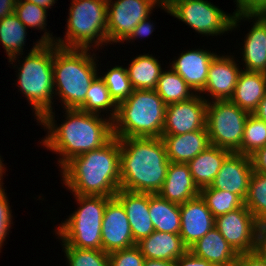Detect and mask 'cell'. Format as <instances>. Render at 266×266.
Instances as JSON below:
<instances>
[{"label": "cell", "mask_w": 266, "mask_h": 266, "mask_svg": "<svg viewBox=\"0 0 266 266\" xmlns=\"http://www.w3.org/2000/svg\"><path fill=\"white\" fill-rule=\"evenodd\" d=\"M70 3L64 39L56 38L55 44L92 51L107 46V0H72Z\"/></svg>", "instance_id": "52a82bcc"}, {"label": "cell", "mask_w": 266, "mask_h": 266, "mask_svg": "<svg viewBox=\"0 0 266 266\" xmlns=\"http://www.w3.org/2000/svg\"><path fill=\"white\" fill-rule=\"evenodd\" d=\"M127 67L128 77L134 90H155L163 69L154 55L140 54L134 57Z\"/></svg>", "instance_id": "4316f807"}, {"label": "cell", "mask_w": 266, "mask_h": 266, "mask_svg": "<svg viewBox=\"0 0 266 266\" xmlns=\"http://www.w3.org/2000/svg\"><path fill=\"white\" fill-rule=\"evenodd\" d=\"M63 110L66 118L59 126L53 110L37 122L47 131L40 144L59 154V168L75 156L101 148L113 137L112 120L105 114L101 116L80 109Z\"/></svg>", "instance_id": "6da1fadb"}, {"label": "cell", "mask_w": 266, "mask_h": 266, "mask_svg": "<svg viewBox=\"0 0 266 266\" xmlns=\"http://www.w3.org/2000/svg\"><path fill=\"white\" fill-rule=\"evenodd\" d=\"M5 190L4 187L0 188V253L13 224L12 210Z\"/></svg>", "instance_id": "f35d334b"}, {"label": "cell", "mask_w": 266, "mask_h": 266, "mask_svg": "<svg viewBox=\"0 0 266 266\" xmlns=\"http://www.w3.org/2000/svg\"><path fill=\"white\" fill-rule=\"evenodd\" d=\"M236 10H266V0H235Z\"/></svg>", "instance_id": "ee69618b"}, {"label": "cell", "mask_w": 266, "mask_h": 266, "mask_svg": "<svg viewBox=\"0 0 266 266\" xmlns=\"http://www.w3.org/2000/svg\"><path fill=\"white\" fill-rule=\"evenodd\" d=\"M248 116V112L230 100L209 101L206 118L209 143L240 154Z\"/></svg>", "instance_id": "9c48e42d"}, {"label": "cell", "mask_w": 266, "mask_h": 266, "mask_svg": "<svg viewBox=\"0 0 266 266\" xmlns=\"http://www.w3.org/2000/svg\"><path fill=\"white\" fill-rule=\"evenodd\" d=\"M117 106L118 105L111 98L104 80L97 75L89 86L85 98V104L80 110L98 115H101L103 112L105 114L108 113L106 114V117L113 121L117 114Z\"/></svg>", "instance_id": "4dcf8cb0"}, {"label": "cell", "mask_w": 266, "mask_h": 266, "mask_svg": "<svg viewBox=\"0 0 266 266\" xmlns=\"http://www.w3.org/2000/svg\"><path fill=\"white\" fill-rule=\"evenodd\" d=\"M67 266H109V254L103 250L62 247Z\"/></svg>", "instance_id": "8d00e7d4"}, {"label": "cell", "mask_w": 266, "mask_h": 266, "mask_svg": "<svg viewBox=\"0 0 266 266\" xmlns=\"http://www.w3.org/2000/svg\"><path fill=\"white\" fill-rule=\"evenodd\" d=\"M120 189L157 194L170 161L162 138H119Z\"/></svg>", "instance_id": "3957f363"}, {"label": "cell", "mask_w": 266, "mask_h": 266, "mask_svg": "<svg viewBox=\"0 0 266 266\" xmlns=\"http://www.w3.org/2000/svg\"><path fill=\"white\" fill-rule=\"evenodd\" d=\"M195 256L205 259L213 266H229L236 263L238 253L229 245L216 227L189 249Z\"/></svg>", "instance_id": "cb8c5ba5"}, {"label": "cell", "mask_w": 266, "mask_h": 266, "mask_svg": "<svg viewBox=\"0 0 266 266\" xmlns=\"http://www.w3.org/2000/svg\"><path fill=\"white\" fill-rule=\"evenodd\" d=\"M161 138L168 160L174 163H188L210 145L207 129L182 135H162Z\"/></svg>", "instance_id": "7402d4cb"}, {"label": "cell", "mask_w": 266, "mask_h": 266, "mask_svg": "<svg viewBox=\"0 0 266 266\" xmlns=\"http://www.w3.org/2000/svg\"><path fill=\"white\" fill-rule=\"evenodd\" d=\"M200 196L204 199L207 208L215 218L244 205V201L238 195L220 189H214L211 186L201 188Z\"/></svg>", "instance_id": "836d02e7"}, {"label": "cell", "mask_w": 266, "mask_h": 266, "mask_svg": "<svg viewBox=\"0 0 266 266\" xmlns=\"http://www.w3.org/2000/svg\"><path fill=\"white\" fill-rule=\"evenodd\" d=\"M17 0H0V20L14 13Z\"/></svg>", "instance_id": "bcb514c9"}, {"label": "cell", "mask_w": 266, "mask_h": 266, "mask_svg": "<svg viewBox=\"0 0 266 266\" xmlns=\"http://www.w3.org/2000/svg\"><path fill=\"white\" fill-rule=\"evenodd\" d=\"M143 266H175V262L168 260L145 259Z\"/></svg>", "instance_id": "c3c4849f"}, {"label": "cell", "mask_w": 266, "mask_h": 266, "mask_svg": "<svg viewBox=\"0 0 266 266\" xmlns=\"http://www.w3.org/2000/svg\"><path fill=\"white\" fill-rule=\"evenodd\" d=\"M255 252L266 262V226H259Z\"/></svg>", "instance_id": "f6af8a7d"}, {"label": "cell", "mask_w": 266, "mask_h": 266, "mask_svg": "<svg viewBox=\"0 0 266 266\" xmlns=\"http://www.w3.org/2000/svg\"><path fill=\"white\" fill-rule=\"evenodd\" d=\"M59 170L72 194L114 197L120 189L119 138L73 157Z\"/></svg>", "instance_id": "7a4b0ae2"}, {"label": "cell", "mask_w": 266, "mask_h": 266, "mask_svg": "<svg viewBox=\"0 0 266 266\" xmlns=\"http://www.w3.org/2000/svg\"><path fill=\"white\" fill-rule=\"evenodd\" d=\"M149 214L155 231L179 234L181 227L180 204L149 193Z\"/></svg>", "instance_id": "83f0119b"}, {"label": "cell", "mask_w": 266, "mask_h": 266, "mask_svg": "<svg viewBox=\"0 0 266 266\" xmlns=\"http://www.w3.org/2000/svg\"><path fill=\"white\" fill-rule=\"evenodd\" d=\"M266 145V122L249 114L245 126L240 154L251 156Z\"/></svg>", "instance_id": "e575fe53"}, {"label": "cell", "mask_w": 266, "mask_h": 266, "mask_svg": "<svg viewBox=\"0 0 266 266\" xmlns=\"http://www.w3.org/2000/svg\"><path fill=\"white\" fill-rule=\"evenodd\" d=\"M252 172L250 156L231 152L223 161L210 186L214 189L234 193L245 201Z\"/></svg>", "instance_id": "e0dca14e"}, {"label": "cell", "mask_w": 266, "mask_h": 266, "mask_svg": "<svg viewBox=\"0 0 266 266\" xmlns=\"http://www.w3.org/2000/svg\"><path fill=\"white\" fill-rule=\"evenodd\" d=\"M101 238L102 250L108 254L136 245L126 211L115 196L107 201L102 220Z\"/></svg>", "instance_id": "9a60e30c"}, {"label": "cell", "mask_w": 266, "mask_h": 266, "mask_svg": "<svg viewBox=\"0 0 266 266\" xmlns=\"http://www.w3.org/2000/svg\"><path fill=\"white\" fill-rule=\"evenodd\" d=\"M241 20L253 22L240 48L242 70L266 73V10H234L231 30L238 29Z\"/></svg>", "instance_id": "7c38bea8"}, {"label": "cell", "mask_w": 266, "mask_h": 266, "mask_svg": "<svg viewBox=\"0 0 266 266\" xmlns=\"http://www.w3.org/2000/svg\"><path fill=\"white\" fill-rule=\"evenodd\" d=\"M215 227L238 254L255 251L259 224L245 205L216 217Z\"/></svg>", "instance_id": "4fadbf2b"}, {"label": "cell", "mask_w": 266, "mask_h": 266, "mask_svg": "<svg viewBox=\"0 0 266 266\" xmlns=\"http://www.w3.org/2000/svg\"><path fill=\"white\" fill-rule=\"evenodd\" d=\"M77 210L55 229L63 247L102 250V220L111 197L73 194Z\"/></svg>", "instance_id": "ba28073f"}, {"label": "cell", "mask_w": 266, "mask_h": 266, "mask_svg": "<svg viewBox=\"0 0 266 266\" xmlns=\"http://www.w3.org/2000/svg\"><path fill=\"white\" fill-rule=\"evenodd\" d=\"M166 104L155 90L135 89L117 106L112 121L116 138H161Z\"/></svg>", "instance_id": "8992f818"}, {"label": "cell", "mask_w": 266, "mask_h": 266, "mask_svg": "<svg viewBox=\"0 0 266 266\" xmlns=\"http://www.w3.org/2000/svg\"><path fill=\"white\" fill-rule=\"evenodd\" d=\"M253 171L266 175V145L250 156Z\"/></svg>", "instance_id": "7bdbcfd3"}, {"label": "cell", "mask_w": 266, "mask_h": 266, "mask_svg": "<svg viewBox=\"0 0 266 266\" xmlns=\"http://www.w3.org/2000/svg\"><path fill=\"white\" fill-rule=\"evenodd\" d=\"M109 90L111 98L118 105L126 100L132 93L133 87L129 80L126 67L115 65L108 69L105 74L100 75Z\"/></svg>", "instance_id": "d590c367"}, {"label": "cell", "mask_w": 266, "mask_h": 266, "mask_svg": "<svg viewBox=\"0 0 266 266\" xmlns=\"http://www.w3.org/2000/svg\"><path fill=\"white\" fill-rule=\"evenodd\" d=\"M26 26L19 20L15 13L5 16L0 20V42L7 54L8 62L12 64L19 62V55H23L26 36ZM17 60V61H16Z\"/></svg>", "instance_id": "f1b7e54d"}, {"label": "cell", "mask_w": 266, "mask_h": 266, "mask_svg": "<svg viewBox=\"0 0 266 266\" xmlns=\"http://www.w3.org/2000/svg\"><path fill=\"white\" fill-rule=\"evenodd\" d=\"M33 45L25 58L20 55L23 63H15L13 67L17 66L15 81L18 90L25 95L29 105L31 104L36 117L34 119L38 122L46 113L55 109L52 102L55 99L53 43H42L38 39Z\"/></svg>", "instance_id": "5b68a950"}, {"label": "cell", "mask_w": 266, "mask_h": 266, "mask_svg": "<svg viewBox=\"0 0 266 266\" xmlns=\"http://www.w3.org/2000/svg\"><path fill=\"white\" fill-rule=\"evenodd\" d=\"M2 162H4L3 161V158H1V156H0V188H2L3 187V174H5V172H6V168H5V164L4 163H2Z\"/></svg>", "instance_id": "f907efd6"}, {"label": "cell", "mask_w": 266, "mask_h": 266, "mask_svg": "<svg viewBox=\"0 0 266 266\" xmlns=\"http://www.w3.org/2000/svg\"><path fill=\"white\" fill-rule=\"evenodd\" d=\"M145 259L168 260L175 262L188 248L180 234L154 231L136 243Z\"/></svg>", "instance_id": "603a6c76"}, {"label": "cell", "mask_w": 266, "mask_h": 266, "mask_svg": "<svg viewBox=\"0 0 266 266\" xmlns=\"http://www.w3.org/2000/svg\"><path fill=\"white\" fill-rule=\"evenodd\" d=\"M266 93V73L242 70L230 99L249 114H253Z\"/></svg>", "instance_id": "d4e9b609"}, {"label": "cell", "mask_w": 266, "mask_h": 266, "mask_svg": "<svg viewBox=\"0 0 266 266\" xmlns=\"http://www.w3.org/2000/svg\"><path fill=\"white\" fill-rule=\"evenodd\" d=\"M155 91L166 105L186 101L196 95L186 81L171 67L169 70L162 71Z\"/></svg>", "instance_id": "f546056e"}, {"label": "cell", "mask_w": 266, "mask_h": 266, "mask_svg": "<svg viewBox=\"0 0 266 266\" xmlns=\"http://www.w3.org/2000/svg\"><path fill=\"white\" fill-rule=\"evenodd\" d=\"M14 13L26 28L45 32L39 39L42 43H55V36L47 30L48 10L28 1L17 0Z\"/></svg>", "instance_id": "1f68e13d"}, {"label": "cell", "mask_w": 266, "mask_h": 266, "mask_svg": "<svg viewBox=\"0 0 266 266\" xmlns=\"http://www.w3.org/2000/svg\"><path fill=\"white\" fill-rule=\"evenodd\" d=\"M234 58L235 57L231 54H221V56L220 54H216L212 59L208 70L206 85L199 93L206 101L231 99L239 73L242 71L239 65V59L236 61ZM237 62L239 63L237 64ZM204 94L205 97L209 96V99L207 97L205 98Z\"/></svg>", "instance_id": "2e32d148"}, {"label": "cell", "mask_w": 266, "mask_h": 266, "mask_svg": "<svg viewBox=\"0 0 266 266\" xmlns=\"http://www.w3.org/2000/svg\"><path fill=\"white\" fill-rule=\"evenodd\" d=\"M180 215L179 234L188 249L215 227V217L200 195L180 204Z\"/></svg>", "instance_id": "ac0fdd59"}, {"label": "cell", "mask_w": 266, "mask_h": 266, "mask_svg": "<svg viewBox=\"0 0 266 266\" xmlns=\"http://www.w3.org/2000/svg\"><path fill=\"white\" fill-rule=\"evenodd\" d=\"M144 261L145 258L136 245L109 254V266H143Z\"/></svg>", "instance_id": "74e56055"}, {"label": "cell", "mask_w": 266, "mask_h": 266, "mask_svg": "<svg viewBox=\"0 0 266 266\" xmlns=\"http://www.w3.org/2000/svg\"><path fill=\"white\" fill-rule=\"evenodd\" d=\"M236 264L238 266H266V262L255 251L239 254Z\"/></svg>", "instance_id": "b9f144b4"}, {"label": "cell", "mask_w": 266, "mask_h": 266, "mask_svg": "<svg viewBox=\"0 0 266 266\" xmlns=\"http://www.w3.org/2000/svg\"><path fill=\"white\" fill-rule=\"evenodd\" d=\"M230 153L229 150L210 144L203 152H200L187 163L199 189L213 183L223 161Z\"/></svg>", "instance_id": "484cf974"}, {"label": "cell", "mask_w": 266, "mask_h": 266, "mask_svg": "<svg viewBox=\"0 0 266 266\" xmlns=\"http://www.w3.org/2000/svg\"><path fill=\"white\" fill-rule=\"evenodd\" d=\"M157 194L170 202L182 204L200 195V189L195 184L187 163L170 162L166 179Z\"/></svg>", "instance_id": "44dd1931"}, {"label": "cell", "mask_w": 266, "mask_h": 266, "mask_svg": "<svg viewBox=\"0 0 266 266\" xmlns=\"http://www.w3.org/2000/svg\"><path fill=\"white\" fill-rule=\"evenodd\" d=\"M169 14L184 22L196 33L216 36L231 31L233 14L225 13L208 0H166Z\"/></svg>", "instance_id": "30bf717a"}, {"label": "cell", "mask_w": 266, "mask_h": 266, "mask_svg": "<svg viewBox=\"0 0 266 266\" xmlns=\"http://www.w3.org/2000/svg\"><path fill=\"white\" fill-rule=\"evenodd\" d=\"M206 101L200 94L177 103L166 105L162 135H182L206 128Z\"/></svg>", "instance_id": "5bb4252c"}, {"label": "cell", "mask_w": 266, "mask_h": 266, "mask_svg": "<svg viewBox=\"0 0 266 266\" xmlns=\"http://www.w3.org/2000/svg\"><path fill=\"white\" fill-rule=\"evenodd\" d=\"M156 6L169 14L168 5L162 0H107L108 44H124L132 30L150 17Z\"/></svg>", "instance_id": "8fae6325"}, {"label": "cell", "mask_w": 266, "mask_h": 266, "mask_svg": "<svg viewBox=\"0 0 266 266\" xmlns=\"http://www.w3.org/2000/svg\"><path fill=\"white\" fill-rule=\"evenodd\" d=\"M24 1L31 2L33 4H36L37 6H40V7H43L49 10V8L51 9L52 6H54L56 1L58 0H24Z\"/></svg>", "instance_id": "681fc988"}, {"label": "cell", "mask_w": 266, "mask_h": 266, "mask_svg": "<svg viewBox=\"0 0 266 266\" xmlns=\"http://www.w3.org/2000/svg\"><path fill=\"white\" fill-rule=\"evenodd\" d=\"M178 55L168 67L177 72L191 89L199 94L206 85L208 70L216 53L198 48L183 51Z\"/></svg>", "instance_id": "d6986e66"}, {"label": "cell", "mask_w": 266, "mask_h": 266, "mask_svg": "<svg viewBox=\"0 0 266 266\" xmlns=\"http://www.w3.org/2000/svg\"><path fill=\"white\" fill-rule=\"evenodd\" d=\"M244 205L254 215L259 226H266V175L252 172Z\"/></svg>", "instance_id": "d6a6232c"}, {"label": "cell", "mask_w": 266, "mask_h": 266, "mask_svg": "<svg viewBox=\"0 0 266 266\" xmlns=\"http://www.w3.org/2000/svg\"><path fill=\"white\" fill-rule=\"evenodd\" d=\"M229 266H238L236 263L232 264V265H229Z\"/></svg>", "instance_id": "816d5d0a"}, {"label": "cell", "mask_w": 266, "mask_h": 266, "mask_svg": "<svg viewBox=\"0 0 266 266\" xmlns=\"http://www.w3.org/2000/svg\"><path fill=\"white\" fill-rule=\"evenodd\" d=\"M175 266H213L203 258L195 256L187 250L179 259L175 261Z\"/></svg>", "instance_id": "60d3db41"}, {"label": "cell", "mask_w": 266, "mask_h": 266, "mask_svg": "<svg viewBox=\"0 0 266 266\" xmlns=\"http://www.w3.org/2000/svg\"><path fill=\"white\" fill-rule=\"evenodd\" d=\"M253 115L266 122V93L258 104L256 110L253 112Z\"/></svg>", "instance_id": "7dc6e473"}, {"label": "cell", "mask_w": 266, "mask_h": 266, "mask_svg": "<svg viewBox=\"0 0 266 266\" xmlns=\"http://www.w3.org/2000/svg\"><path fill=\"white\" fill-rule=\"evenodd\" d=\"M91 49L63 48L53 43L54 93L63 109H80L91 82L99 74L97 53Z\"/></svg>", "instance_id": "277c9868"}, {"label": "cell", "mask_w": 266, "mask_h": 266, "mask_svg": "<svg viewBox=\"0 0 266 266\" xmlns=\"http://www.w3.org/2000/svg\"><path fill=\"white\" fill-rule=\"evenodd\" d=\"M115 197L122 203L126 211L135 243L155 231L149 214V193L119 189Z\"/></svg>", "instance_id": "ffe728a7"}, {"label": "cell", "mask_w": 266, "mask_h": 266, "mask_svg": "<svg viewBox=\"0 0 266 266\" xmlns=\"http://www.w3.org/2000/svg\"><path fill=\"white\" fill-rule=\"evenodd\" d=\"M150 17L145 18L142 20L133 30L132 33L129 35V37L125 40V42H134L138 38H144L148 37L149 35L154 32V23H151V18ZM141 38V39H142ZM134 40V41H133Z\"/></svg>", "instance_id": "ab89813d"}]
</instances>
